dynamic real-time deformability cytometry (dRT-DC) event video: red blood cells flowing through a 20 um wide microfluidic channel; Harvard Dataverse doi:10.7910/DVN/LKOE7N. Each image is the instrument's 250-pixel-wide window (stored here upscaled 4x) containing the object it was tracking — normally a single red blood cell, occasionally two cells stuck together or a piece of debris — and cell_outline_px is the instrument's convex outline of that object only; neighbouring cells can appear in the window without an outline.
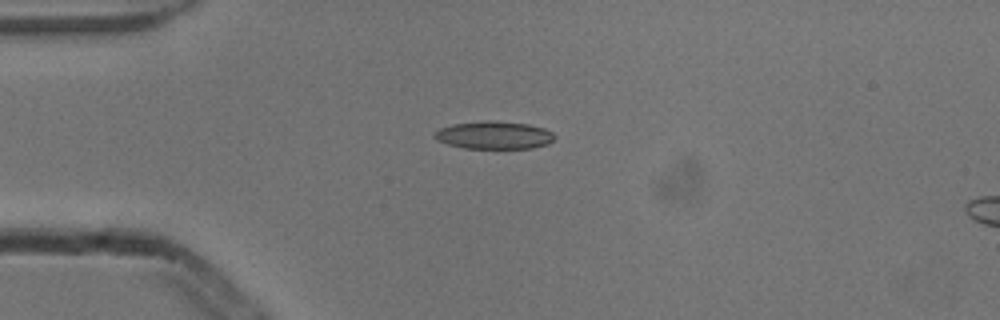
{"species": "common noctule bat (a hibernating species)", "species_latin": "Nyctalus noctula", "temperature_condition": "cold", "stored_images_in_passage": 6, "camera_frame_rate_fps": 3000, "um_per_image_px": 0.085, "animal": {"sex": "male", "body_mass_g": 13.3}, "frame": {"image": 1, "passage_image": 6, "time_ms": 1.667, "image_size_px": [1000, 320], "cell_outline_px": [[556, 136], [548, 144], [532, 148], [464, 148], [448, 144], [436, 140], [432, 136], [432, 132], [440, 128], [452, 124], [488, 120], [492, 120], [528, 124], [544, 128], [552, 132]], "centroid_in_image_um": [41.96, 11.48], "position_along_channel_um": 43.0, "area_um2": 19.54}}